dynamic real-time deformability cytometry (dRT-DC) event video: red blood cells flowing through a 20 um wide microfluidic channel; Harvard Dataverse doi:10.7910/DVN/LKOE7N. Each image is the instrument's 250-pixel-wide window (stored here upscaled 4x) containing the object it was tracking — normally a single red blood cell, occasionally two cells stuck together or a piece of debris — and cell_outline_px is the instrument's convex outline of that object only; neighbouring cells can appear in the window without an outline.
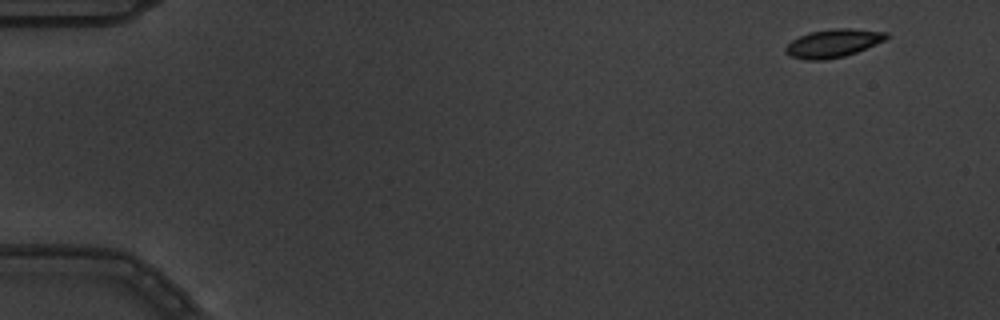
{"species": "common noctule bat (a hibernating species)", "species_latin": "Nyctalus noctula", "temperature_condition": "warm", "stored_images_in_passage": 5, "segment_of_instrument_passage": [1, 2], "camera_frame_rate_fps": 3000, "um_per_image_px": 0.085, "animal": {"sex": "male", "body_mass_g": 19.5, "forearm_length_mm": 54.6}, "frame": {"image": 1, "passage_image": 1, "time_ms": 0.0, "image_size_px": [1000, 320], "cell_outline_px": [[888, 36], [884, 40], [856, 52], [844, 56], [824, 60], [804, 60], [792, 56], [784, 52], [784, 48], [792, 40], [800, 36], [812, 32], [832, 28], [848, 28], [888, 32]], "centroid_in_image_um": [70.79, 3.68], "position_along_channel_um": 14.2, "area_um2": 16.36}}